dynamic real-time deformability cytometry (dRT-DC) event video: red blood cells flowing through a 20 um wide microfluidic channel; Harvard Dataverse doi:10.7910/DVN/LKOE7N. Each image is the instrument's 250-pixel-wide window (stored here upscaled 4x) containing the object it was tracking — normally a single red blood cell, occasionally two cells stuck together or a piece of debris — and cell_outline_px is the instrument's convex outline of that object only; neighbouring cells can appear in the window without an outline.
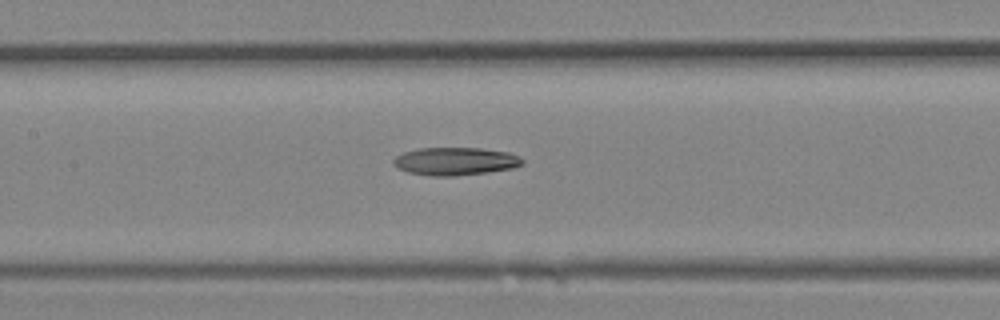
{"species": "Egyptian fruit bat (a non-hibernating species)", "species_latin": "Rousettus aegyptiacus", "temperature_condition": "room temperature", "stored_images_in_passage": 14, "camera_frame_rate_fps": 3000, "um_per_image_px": 0.085, "animal": {"sex": "female"}, "frame": {"image": 1, "passage_image": 12, "time_ms": 3.667, "image_size_px": [1000, 320], "cell_outline_px": [[524, 164], [516, 168], [488, 172], [452, 176], [432, 176], [408, 172], [396, 168], [392, 164], [392, 160], [396, 156], [404, 152], [420, 148], [480, 148], [508, 152], [520, 156], [524, 160]], "centroid_in_image_um": [38.72, 13.71], "position_along_channel_um": 168.7, "area_um2": 21.15}}
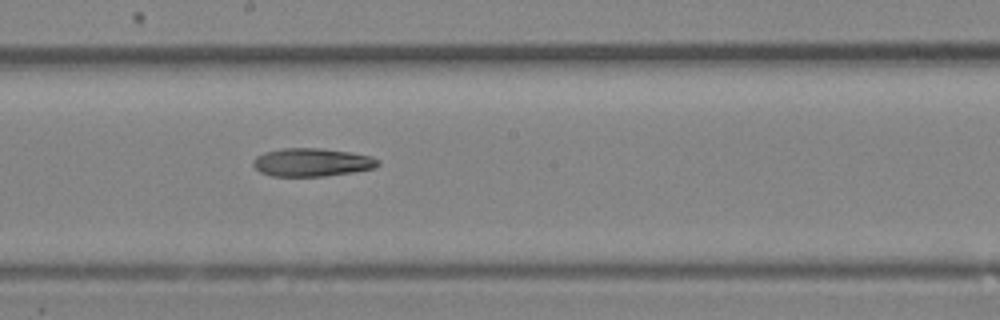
{"frame": {"image": 2, "passage_image": 14, "time_ms": 4.333, "image_size_px": [1000, 320], "cell_outline_px": [[380, 164], [376, 168], [352, 172], [324, 176], [272, 176], [260, 172], [252, 164], [252, 160], [256, 156], [264, 152], [280, 148], [320, 148], [352, 152], [372, 156], [380, 160]], "centroid_in_image_um": [26.52, 13.79], "position_along_channel_um": 221.7, "area_um2": 20.75}}